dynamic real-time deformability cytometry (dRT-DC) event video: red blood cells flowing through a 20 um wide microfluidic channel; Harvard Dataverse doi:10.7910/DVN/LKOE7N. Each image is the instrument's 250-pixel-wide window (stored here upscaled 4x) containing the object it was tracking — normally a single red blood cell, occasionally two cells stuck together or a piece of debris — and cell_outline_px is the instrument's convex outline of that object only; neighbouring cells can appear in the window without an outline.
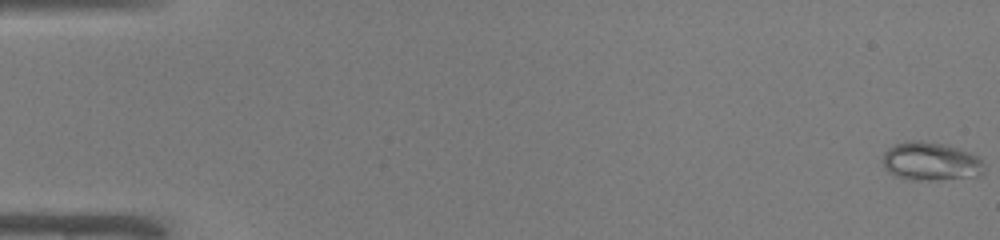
{"species": "common noctule bat (a hibernating species)", "species_latin": "Nyctalus noctula", "temperature_condition": "warm", "stored_images_in_passage": 51, "camera_frame_rate_fps": 3000, "um_per_image_px": 0.085, "animal": {"sex": "male", "body_mass_g": 19.0, "forearm_length_mm": 50.8}, "frame": {"image": 1, "passage_image": 1, "time_ms": 0.0, "image_size_px": [1000, 240], "cell_outline_px": [[984, 172], [980, 176], [940, 180], [912, 180], [896, 176], [888, 172], [884, 168], [884, 152], [888, 148], [896, 144], [908, 140], [916, 140], [944, 144], [972, 152], [980, 156], [984, 164]], "centroid_in_image_um": [79.16, 13.73], "position_along_channel_um": 5.8, "area_um2": 23.06}}
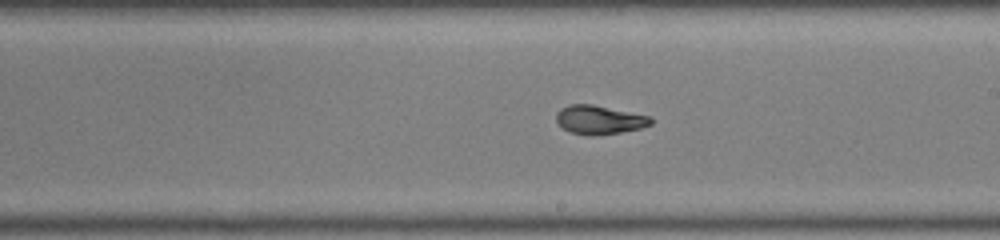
{"frame": {"image": 2, "passage_image": 30, "time_ms": 9.667, "image_size_px": [1000, 240], "cell_outline_px": [[652, 124], [640, 128], [620, 132], [592, 136], [588, 136], [568, 132], [556, 120], [556, 112], [560, 108], [568, 104], [592, 104], [652, 116]], "centroid_in_image_um": [50.93, 10.18], "position_along_channel_um": 238.1, "area_um2": 16.01}}
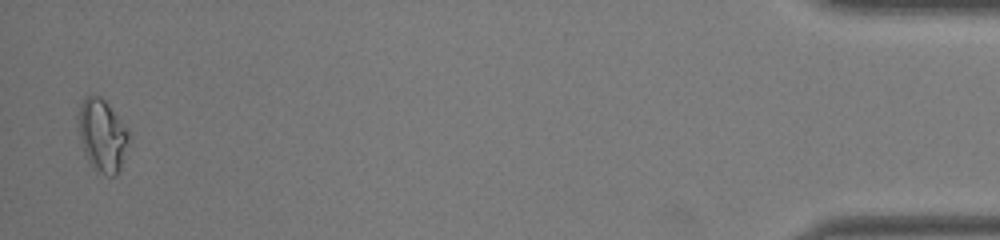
{"frame": {"image": 3, "passage_image": 50, "time_ms": 16.333, "image_size_px": [1000, 240], "cell_outline_px": [[128, 136], [120, 168], [116, 176], [108, 176], [100, 172], [88, 160], [84, 152], [80, 140], [76, 116], [80, 104], [84, 96], [88, 92], [100, 96], [108, 104], [128, 132]], "centroid_in_image_um": [8.61, 11.43], "position_along_channel_um": 426.6, "area_um2": 21.04}, "authors_computed_cell_mechanics": {"area_um2": 16.8776, "velocity_mm_per_s": 4.0805, "shape_relaxation_time_tau1_ms": 8.6121, "shape_relaxation_time_tau2_ms": 1.0785, "deformation_change_tau1": 0.2532, "deformation_change_tau2": 0.0577}}